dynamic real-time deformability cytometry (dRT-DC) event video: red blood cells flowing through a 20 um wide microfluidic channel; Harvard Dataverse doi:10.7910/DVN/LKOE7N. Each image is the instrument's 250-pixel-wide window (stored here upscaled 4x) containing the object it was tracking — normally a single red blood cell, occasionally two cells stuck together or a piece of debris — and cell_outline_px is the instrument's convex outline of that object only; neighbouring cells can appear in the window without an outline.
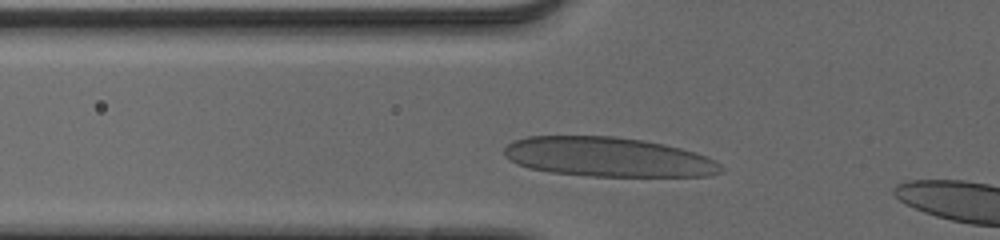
{"species": "human", "species_latin": "Homo sapiens", "temperature_condition": "cold", "stored_images_in_passage": 9, "camera_frame_rate_fps": 3000, "um_per_image_px": 0.085, "donor": {"sex": "male"}, "frame": {"image": 1, "passage_image": 6, "time_ms": 1.667, "image_size_px": [1000, 240], "cell_outline_px": [[724, 172], [708, 176], [592, 176], [552, 172], [528, 168], [516, 164], [504, 156], [504, 148], [512, 140], [528, 136], [612, 136], [644, 140], [664, 144], [696, 152], [708, 156], [716, 160], [724, 168]], "centroid_in_image_um": [51.7, 13.34], "position_along_channel_um": 74.1, "area_um2": 50.23}}